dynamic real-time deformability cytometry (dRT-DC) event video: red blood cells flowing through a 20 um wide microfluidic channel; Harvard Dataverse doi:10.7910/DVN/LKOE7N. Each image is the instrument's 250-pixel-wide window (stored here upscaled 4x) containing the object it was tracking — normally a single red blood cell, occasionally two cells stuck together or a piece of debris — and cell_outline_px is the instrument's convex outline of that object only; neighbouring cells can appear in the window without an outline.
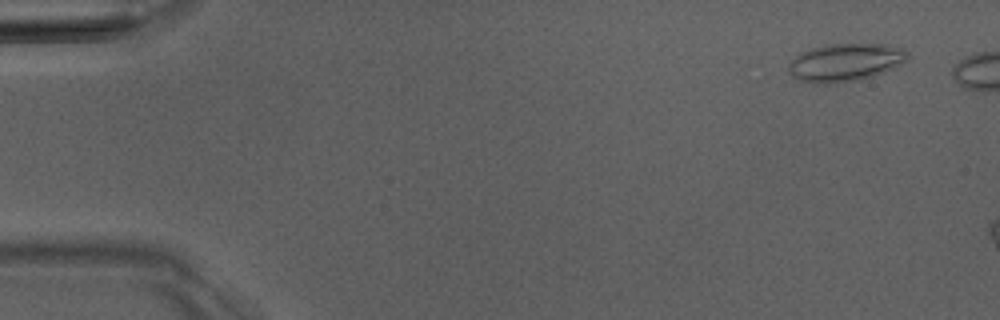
{"species": "Egyptian fruit bat (a non-hibernating species)", "species_latin": "Rousettus aegyptiacus", "temperature_condition": "room temperature", "stored_images_in_passage": 3, "camera_frame_rate_fps": 3000, "um_per_image_px": 0.085, "animal": {"sex": "male"}, "frame": {"image": 1, "passage_image": 2, "time_ms": 1.0, "image_size_px": [1000, 320], "cell_outline_px": [[908, 60], [892, 68], [872, 76], [860, 80], [832, 84], [812, 84], [800, 80], [792, 76], [788, 72], [788, 64], [800, 52], [812, 48], [832, 44], [884, 44], [904, 48], [908, 52]], "centroid_in_image_um": [71.83, 5.32], "position_along_channel_um": 13.2, "area_um2": 26.41}}